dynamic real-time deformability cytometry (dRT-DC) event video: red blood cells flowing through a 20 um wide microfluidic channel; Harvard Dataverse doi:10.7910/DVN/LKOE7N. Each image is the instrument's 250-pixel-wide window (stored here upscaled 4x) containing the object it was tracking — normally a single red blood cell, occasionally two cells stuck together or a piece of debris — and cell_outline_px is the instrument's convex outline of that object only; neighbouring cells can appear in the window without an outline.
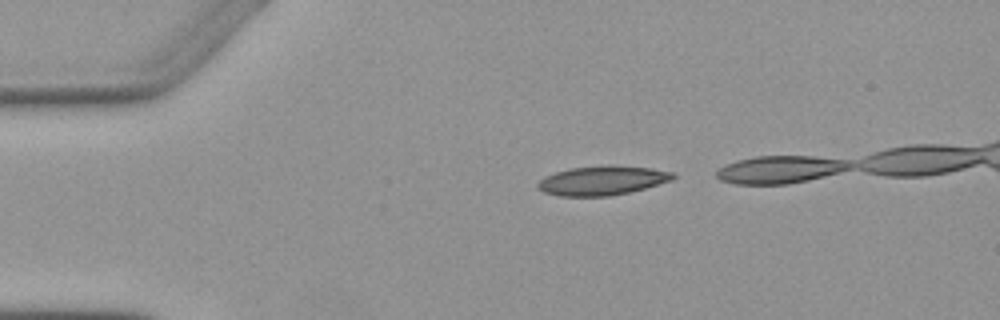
{"species": "Egyptian fruit bat (a non-hibernating species)", "species_latin": "Rousettus aegyptiacus", "temperature_condition": "warm", "stored_images_in_passage": 3, "camera_frame_rate_fps": 3000, "um_per_image_px": 0.085, "animal": {"sex": "female"}, "frame": {"image": 1, "passage_image": 1, "time_ms": 0.0, "image_size_px": [1000, 320], "cell_outline_px": [[676, 176], [672, 180], [644, 188], [628, 192], [608, 196], [560, 196], [544, 192], [536, 188], [536, 184], [544, 176], [568, 168], [608, 164], [612, 164], [652, 168], [676, 172]], "centroid_in_image_um": [51.19, 15.32], "position_along_channel_um": 33.8, "area_um2": 23.35}}